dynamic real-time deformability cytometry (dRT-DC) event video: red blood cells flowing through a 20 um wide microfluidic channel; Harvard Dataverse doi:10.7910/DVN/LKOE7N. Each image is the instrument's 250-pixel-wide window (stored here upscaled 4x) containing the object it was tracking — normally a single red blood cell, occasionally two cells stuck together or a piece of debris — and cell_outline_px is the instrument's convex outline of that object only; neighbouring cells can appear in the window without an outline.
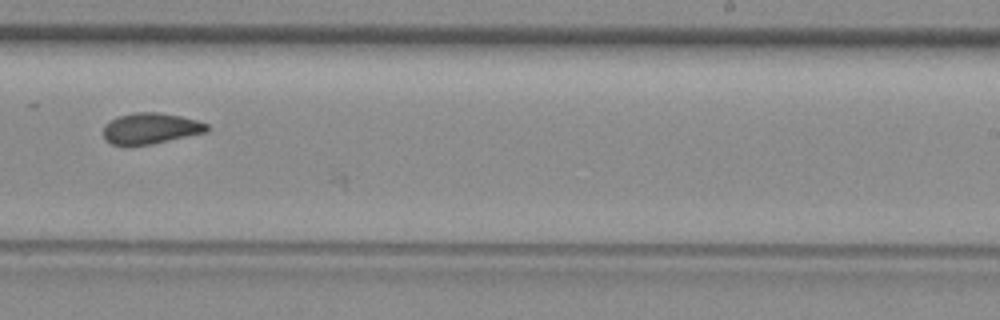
{"species": "common noctule bat (a hibernating species)", "species_latin": "Nyctalus noctula", "temperature_condition": "room temperature", "stored_images_in_passage": 37, "camera_frame_rate_fps": 3000, "um_per_image_px": 0.085, "animal": {"sex": "female", "body_mass_g": 29.2, "forearm_length_mm": 56.3}, "frame": {"image": 1, "passage_image": 28, "time_ms": 9.0, "image_size_px": [1000, 320], "cell_outline_px": [[208, 132], [152, 144], [112, 144], [104, 140], [104, 124], [120, 116], [132, 112], [156, 112], [180, 116], [196, 120], [208, 124]], "centroid_in_image_um": [12.82, 10.91], "position_along_channel_um": 276.2, "area_um2": 18.5}}